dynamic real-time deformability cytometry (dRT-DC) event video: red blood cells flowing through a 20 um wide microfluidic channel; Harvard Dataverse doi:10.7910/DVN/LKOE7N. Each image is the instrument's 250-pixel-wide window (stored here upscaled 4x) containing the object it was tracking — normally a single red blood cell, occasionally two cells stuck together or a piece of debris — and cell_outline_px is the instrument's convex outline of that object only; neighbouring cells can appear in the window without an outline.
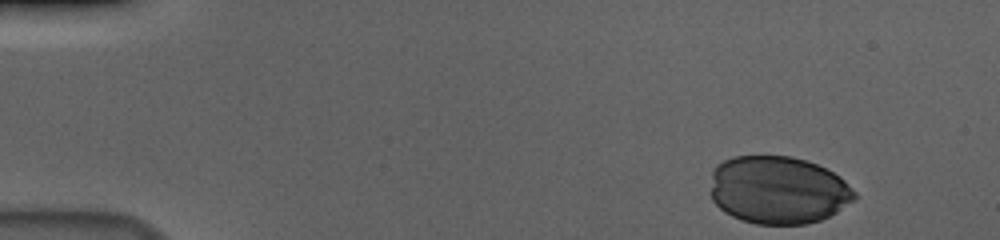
{"species": "human", "species_latin": "Homo sapiens", "temperature_condition": "cold", "stored_images_in_passage": 43, "camera_frame_rate_fps": 3000, "um_per_image_px": 0.085, "donor": {"sex": "male"}, "frame": {"image": 1, "passage_image": 1, "time_ms": 0.0, "image_size_px": [1000, 240], "cell_outline_px": [[856, 200], [836, 212], [820, 220], [808, 224], [756, 224], [740, 220], [724, 212], [712, 200], [712, 172], [716, 164], [732, 156], [792, 156], [816, 164], [840, 176], [856, 192]], "centroid_in_image_um": [66.14, 16.15], "position_along_channel_um": 18.9, "area_um2": 57.16}}
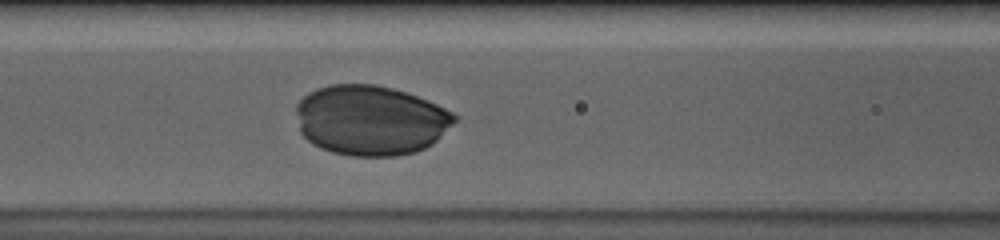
{"frame": {"image": 2, "passage_image": 20, "time_ms": 6.333, "image_size_px": [1000, 240], "cell_outline_px": [[456, 120], [432, 144], [416, 152], [396, 156], [352, 156], [332, 152], [320, 148], [312, 144], [300, 132], [296, 112], [296, 104], [308, 92], [316, 88], [328, 84], [376, 84], [392, 88], [428, 100], [452, 112], [456, 116]], "centroid_in_image_um": [31.46, 10.22], "position_along_channel_um": 135.1, "area_um2": 64.68}}
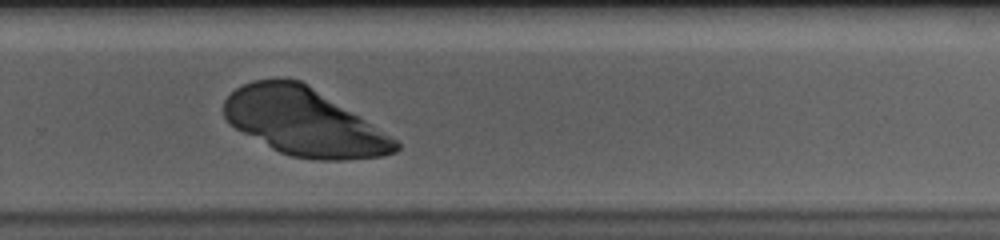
{"frame": {"image": 3, "passage_image": 34, "time_ms": 11.0, "image_size_px": [1000, 240], "cell_outline_px": [[400, 148], [396, 152], [384, 156], [344, 160], [320, 160], [292, 156], [280, 152], [272, 148], [228, 124], [224, 116], [224, 100], [236, 88], [252, 80], [276, 76], [300, 80], [392, 136], [400, 144]], "centroid_in_image_um": [25.81, 10.36], "position_along_channel_um": 304.0, "area_um2": 66.99}}